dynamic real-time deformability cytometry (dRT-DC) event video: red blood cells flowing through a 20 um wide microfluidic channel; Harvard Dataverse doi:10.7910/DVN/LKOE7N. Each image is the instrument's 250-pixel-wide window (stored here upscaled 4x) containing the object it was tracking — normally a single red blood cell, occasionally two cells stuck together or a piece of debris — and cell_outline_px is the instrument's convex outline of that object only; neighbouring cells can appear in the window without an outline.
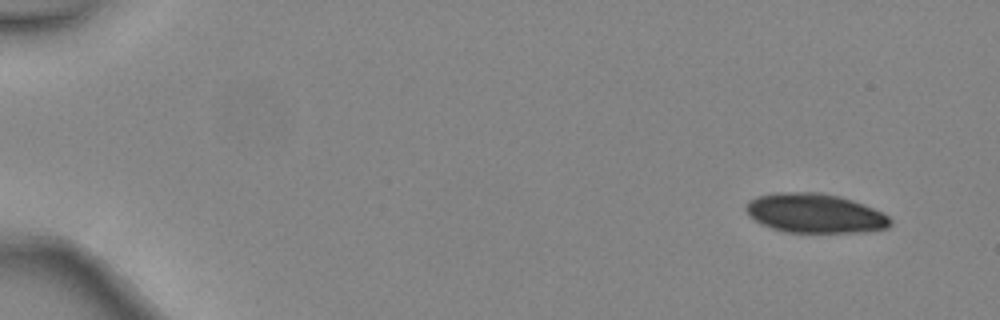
{"species": "common noctule bat (a hibernating species)", "species_latin": "Nyctalus noctula", "temperature_condition": "warm", "stored_images_in_passage": 5, "camera_frame_rate_fps": 3000, "um_per_image_px": 0.085, "animal": {"sex": "female", "body_mass_g": 24.6, "forearm_length_mm": 56.2}, "frame": {"image": 1, "passage_image": 1, "time_ms": 0.0, "image_size_px": [1000, 320], "cell_outline_px": [[892, 224], [888, 228], [864, 232], [784, 232], [760, 224], [748, 216], [744, 208], [748, 200], [756, 196], [776, 192], [820, 192], [840, 196], [864, 204], [888, 216], [892, 220]], "centroid_in_image_um": [69.22, 18.12], "position_along_channel_um": 15.8, "area_um2": 33.41}}
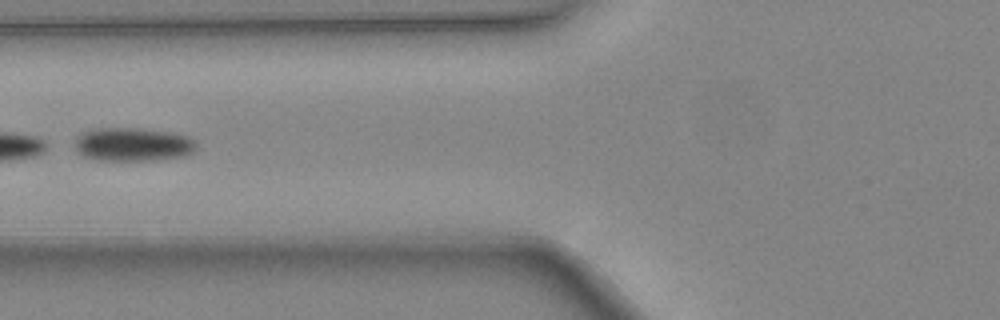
{"frame": {"image": 2, "passage_image": 5, "time_ms": 1.333, "image_size_px": [1000, 320], "cell_outline_px": [[196, 148], [192, 152], [184, 156], [156, 160], [96, 160], [84, 156], [76, 152], [76, 136], [92, 128], [140, 128], [172, 132], [188, 136], [196, 144]], "centroid_in_image_um": [11.28, 12.27], "position_along_channel_um": 114.5, "area_um2": 23.87}}